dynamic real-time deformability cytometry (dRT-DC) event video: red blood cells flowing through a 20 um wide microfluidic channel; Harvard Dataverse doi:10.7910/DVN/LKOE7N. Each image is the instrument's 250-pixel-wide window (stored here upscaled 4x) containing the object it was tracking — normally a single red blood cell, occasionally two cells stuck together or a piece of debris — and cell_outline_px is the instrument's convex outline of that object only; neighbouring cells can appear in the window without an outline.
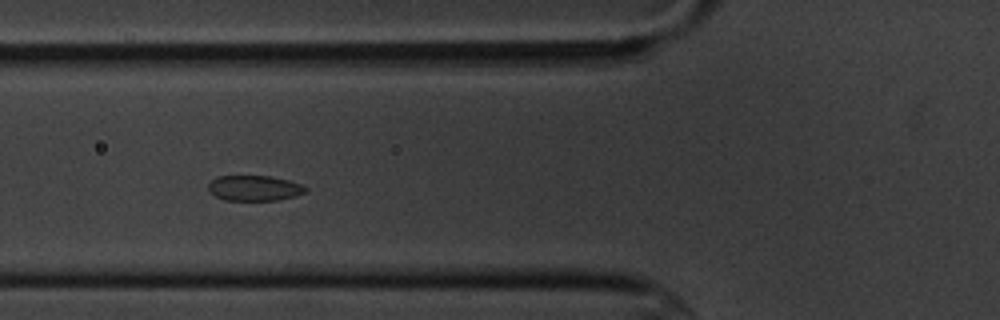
{"species": "common noctule bat (a hibernating species)", "species_latin": "Nyctalus noctula", "temperature_condition": "cold", "stored_images_in_passage": 5, "camera_frame_rate_fps": 3000, "um_per_image_px": 0.085, "animal": {"sex": "male", "body_mass_g": 20.1, "forearm_length_mm": 53.5}, "frame": {"image": 1, "passage_image": 2, "time_ms": 1.0, "image_size_px": [1000, 320], "cell_outline_px": [[308, 188], [304, 192], [296, 196], [280, 200], [224, 200], [208, 192], [208, 184], [216, 176], [272, 176], [288, 180], [300, 184]], "centroid_in_image_um": [21.6, 15.99], "position_along_channel_um": 104.2, "area_um2": 14.45}}
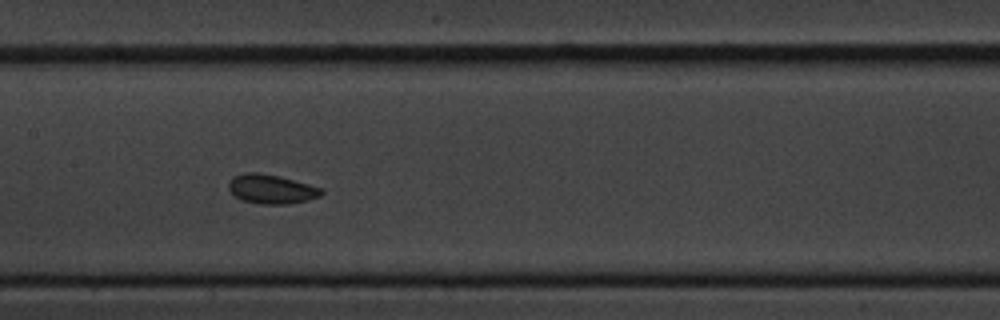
{"frame": {"image": 2, "passage_image": 4, "time_ms": 3.333, "image_size_px": [1000, 320], "cell_outline_px": [[324, 192], [320, 196], [308, 200], [288, 204], [260, 204], [240, 200], [228, 188], [228, 184], [232, 176], [244, 172], [256, 172], [280, 176], [324, 188]], "centroid_in_image_um": [23.08, 16.07], "position_along_channel_um": 184.3, "area_um2": 16.01}}
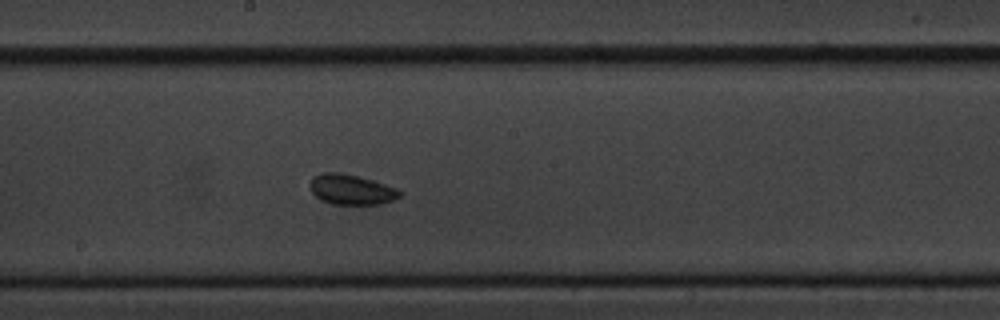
{"frame": {"image": 3, "passage_image": 5, "time_ms": 4.333, "image_size_px": [1000, 320], "cell_outline_px": [[404, 192], [400, 196], [392, 200], [380, 204], [332, 204], [320, 200], [312, 192], [308, 184], [312, 176], [320, 172], [340, 172], [372, 180], [400, 188]], "centroid_in_image_um": [29.85, 16.1], "position_along_channel_um": 218.3, "area_um2": 16.07}}